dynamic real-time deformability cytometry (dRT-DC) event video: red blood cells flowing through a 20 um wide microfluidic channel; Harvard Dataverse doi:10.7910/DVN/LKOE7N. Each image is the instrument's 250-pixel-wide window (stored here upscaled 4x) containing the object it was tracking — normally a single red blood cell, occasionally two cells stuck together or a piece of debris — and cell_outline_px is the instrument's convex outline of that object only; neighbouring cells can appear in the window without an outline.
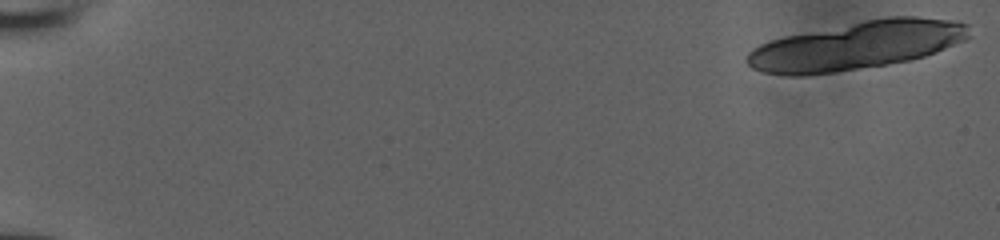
{"species": "human", "species_latin": "Homo sapiens", "temperature_condition": "room temperature", "stored_images_in_passage": 23, "camera_frame_rate_fps": 3000, "um_per_image_px": 0.085, "donor": {"sex": "male"}, "frame": {"image": 1, "passage_image": 1, "time_ms": 0.0, "image_size_px": [1000, 240], "cell_outline_px": [[972, 36], [964, 40], [936, 52], [924, 56], [908, 60], [836, 72], [804, 76], [784, 76], [764, 72], [752, 68], [744, 60], [748, 52], [752, 48], [760, 44], [784, 36], [864, 20], [888, 16], [916, 16], [956, 20], [968, 24]], "centroid_in_image_um": [72.81, 3.86], "position_along_channel_um": 12.2, "area_um2": 62.6}}
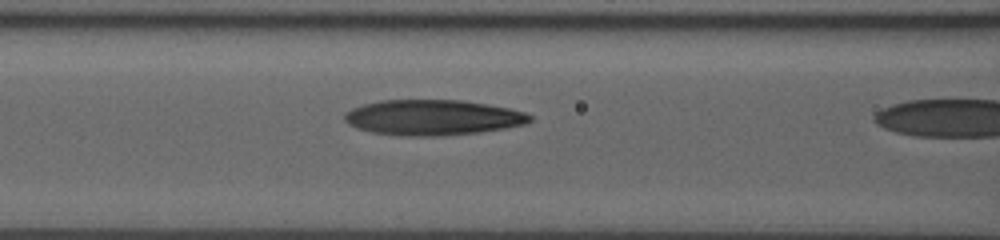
{"frame": {"image": 2, "passage_image": 22, "time_ms": 7.0, "image_size_px": [1000, 240], "cell_outline_px": [[532, 120], [524, 124], [504, 128], [476, 132], [444, 136], [404, 136], [372, 132], [356, 128], [348, 124], [344, 120], [344, 112], [352, 108], [364, 104], [380, 100], [464, 100], [488, 104], [508, 108], [524, 112], [532, 116]], "centroid_in_image_um": [36.75, 9.98], "position_along_channel_um": 129.9, "area_um2": 38.32}}